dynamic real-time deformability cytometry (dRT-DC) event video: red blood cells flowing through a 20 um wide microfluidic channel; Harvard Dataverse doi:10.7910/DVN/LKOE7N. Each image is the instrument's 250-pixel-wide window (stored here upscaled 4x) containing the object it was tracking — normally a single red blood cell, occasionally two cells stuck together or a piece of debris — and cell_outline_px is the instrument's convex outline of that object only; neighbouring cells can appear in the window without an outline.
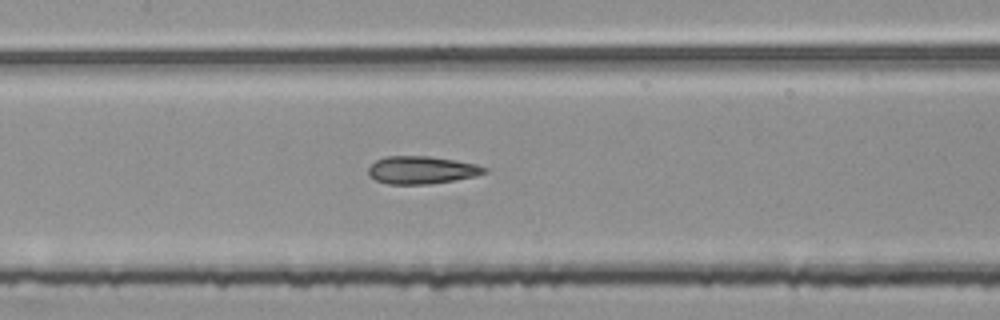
{"species": "common noctule bat (a hibernating species)", "species_latin": "Nyctalus noctula", "temperature_condition": "room temperature", "stored_images_in_passage": 53, "segment_of_instrument_passage": [2, 2], "camera_frame_rate_fps": 3000, "um_per_image_px": 0.085, "animal": {"sex": "female", "body_mass_g": 25.1}, "frame": {"image": 1, "passage_image": 25, "time_ms": 8.0, "image_size_px": [1000, 320], "cell_outline_px": [[488, 172], [476, 176], [428, 184], [388, 184], [376, 180], [368, 176], [368, 168], [376, 160], [388, 156], [428, 156], [456, 160], [476, 164], [488, 168]], "centroid_in_image_um": [35.85, 14.45], "position_along_channel_um": 171.6, "area_um2": 18.73}}
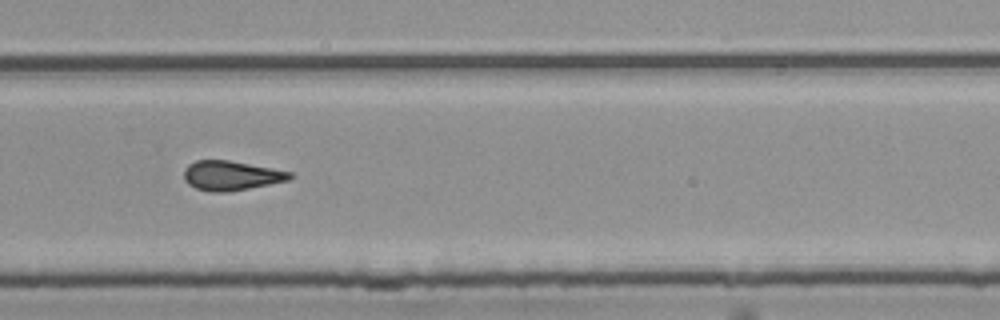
{"frame": {"image": 2, "passage_image": 36, "time_ms": 11.667, "image_size_px": [1000, 320], "cell_outline_px": [[292, 176], [288, 180], [228, 192], [212, 192], [196, 188], [188, 184], [184, 180], [184, 172], [188, 164], [196, 160], [228, 160], [292, 172]], "centroid_in_image_um": [19.6, 14.92], "position_along_channel_um": 310.2, "area_um2": 17.98}}
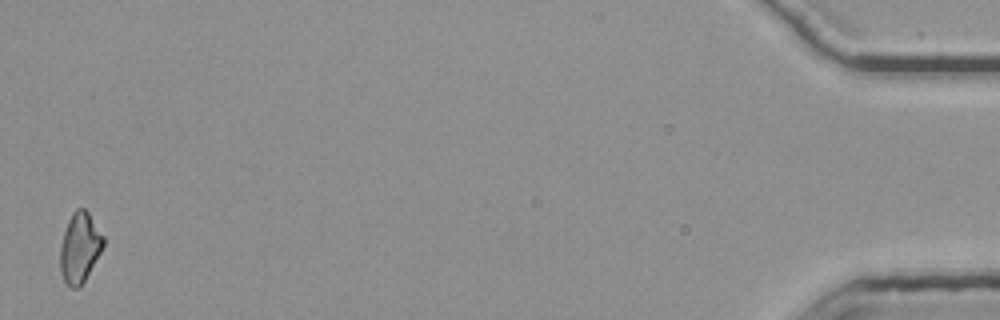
{"frame": {"image": 3, "passage_image": 53, "time_ms": 17.333, "image_size_px": [1000, 320], "cell_outline_px": [[104, 244], [100, 252], [80, 288], [72, 288], [64, 280], [60, 268], [60, 248], [64, 232], [68, 220], [72, 212], [76, 208], [84, 208], [88, 212], [104, 236]], "centroid_in_image_um": [6.77, 21.03], "position_along_channel_um": 428.4, "area_um2": 17.4}}